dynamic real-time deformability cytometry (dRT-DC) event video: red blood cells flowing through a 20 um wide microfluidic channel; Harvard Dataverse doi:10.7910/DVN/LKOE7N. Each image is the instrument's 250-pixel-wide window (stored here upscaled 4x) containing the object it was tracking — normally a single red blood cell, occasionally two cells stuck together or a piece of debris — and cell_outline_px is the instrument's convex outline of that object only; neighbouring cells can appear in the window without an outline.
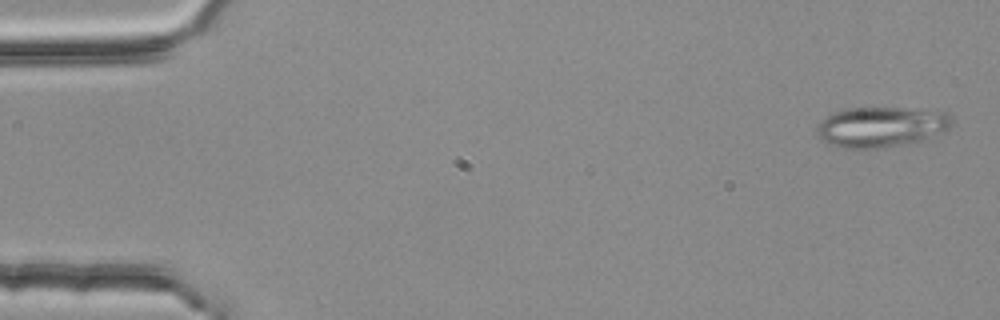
{"species": "common noctule bat (a hibernating species)", "species_latin": "Nyctalus noctula", "temperature_condition": "room temperature", "stored_images_in_passage": 2, "camera_frame_rate_fps": 3000, "um_per_image_px": 0.085, "animal": {"sex": "female", "body_mass_g": 25.1}, "frame": {"image": 1, "passage_image": 2, "time_ms": 0.333, "image_size_px": [1000, 320], "cell_outline_px": [[952, 124], [948, 128], [920, 140], [908, 144], [876, 148], [840, 148], [828, 144], [820, 140], [816, 132], [816, 124], [820, 120], [832, 112], [848, 108], [900, 108], [944, 112], [952, 116]], "centroid_in_image_um": [74.79, 10.79], "position_along_channel_um": 10.2, "area_um2": 31.67}}